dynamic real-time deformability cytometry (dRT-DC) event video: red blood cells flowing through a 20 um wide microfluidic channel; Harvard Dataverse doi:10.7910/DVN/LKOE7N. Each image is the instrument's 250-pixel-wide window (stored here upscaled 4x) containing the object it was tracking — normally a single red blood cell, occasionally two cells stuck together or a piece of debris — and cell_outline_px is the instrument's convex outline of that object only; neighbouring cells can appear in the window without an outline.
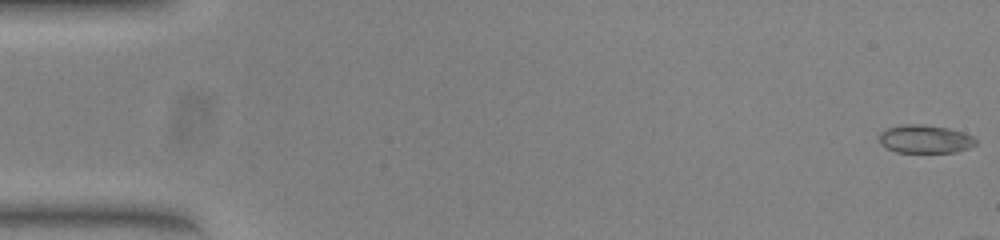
{"species": "common noctule bat (a hibernating species)", "species_latin": "Nyctalus noctula", "temperature_condition": "warm", "stored_images_in_passage": 14, "camera_frame_rate_fps": 3000, "um_per_image_px": 0.085, "animal": {"sex": "female", "body_mass_g": 23.0, "forearm_length_mm": 53.4}, "frame": {"image": 1, "passage_image": 1, "time_ms": 0.0, "image_size_px": [1000, 240], "cell_outline_px": [[976, 144], [968, 148], [956, 152], [896, 152], [880, 144], [880, 132], [888, 128], [904, 124], [920, 124], [948, 128], [972, 136], [976, 140]], "centroid_in_image_um": [78.62, 11.82], "position_along_channel_um": 6.4, "area_um2": 15.66}}